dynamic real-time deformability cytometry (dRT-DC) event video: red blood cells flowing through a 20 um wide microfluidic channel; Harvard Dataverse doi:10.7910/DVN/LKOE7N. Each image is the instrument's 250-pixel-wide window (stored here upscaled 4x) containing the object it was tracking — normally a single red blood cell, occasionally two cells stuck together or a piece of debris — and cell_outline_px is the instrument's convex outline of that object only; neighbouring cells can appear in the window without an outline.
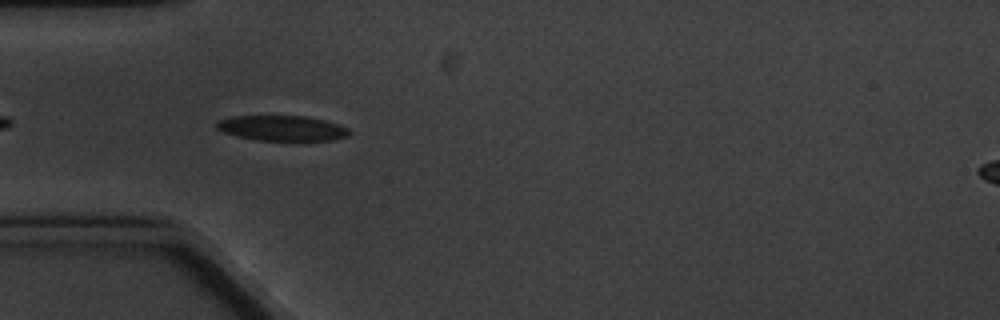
{"species": "common noctule bat (a hibernating species)", "species_latin": "Nyctalus noctula", "temperature_condition": "cold", "stored_images_in_passage": 7, "camera_frame_rate_fps": 3000, "um_per_image_px": 0.085, "animal": {"sex": "male", "body_mass_g": 20.1, "forearm_length_mm": 53.5}, "frame": {"image": 1, "passage_image": 5, "time_ms": 5.333, "image_size_px": [1000, 320], "cell_outline_px": [[352, 132], [348, 136], [332, 140], [256, 140], [224, 132], [216, 128], [216, 124], [220, 120], [232, 116], [304, 116], [324, 120], [348, 128]], "centroid_in_image_um": [24.0, 10.89], "position_along_channel_um": 61.0, "area_um2": 19.25}}